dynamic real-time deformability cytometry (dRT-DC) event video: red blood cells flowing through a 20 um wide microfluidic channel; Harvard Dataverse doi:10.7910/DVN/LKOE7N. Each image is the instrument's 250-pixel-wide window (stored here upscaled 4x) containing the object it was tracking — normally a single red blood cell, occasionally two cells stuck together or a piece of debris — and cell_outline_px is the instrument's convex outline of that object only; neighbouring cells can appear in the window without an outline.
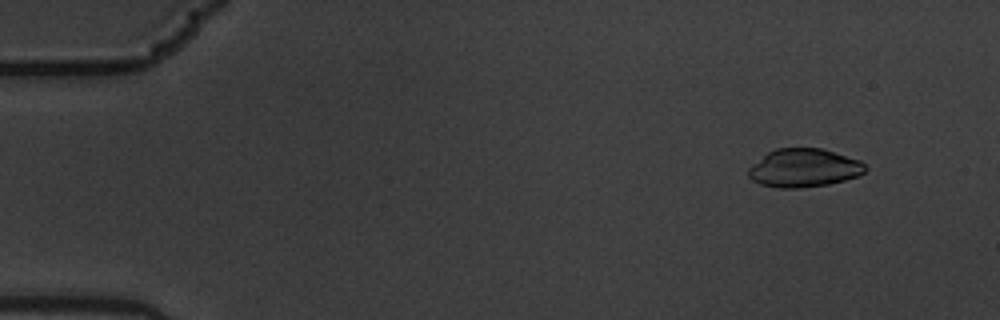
{"species": "common noctule bat (a hibernating species)", "species_latin": "Nyctalus noctula", "temperature_condition": "warm", "stored_images_in_passage": 5, "camera_frame_rate_fps": 3000, "um_per_image_px": 0.085, "animal": {"sex": "male", "body_mass_g": 19.5, "forearm_length_mm": 54.6}, "frame": {"image": 1, "passage_image": 2, "time_ms": 0.333, "image_size_px": [1000, 320], "cell_outline_px": [[868, 168], [860, 176], [828, 184], [800, 188], [776, 188], [760, 184], [752, 180], [748, 176], [748, 168], [752, 164], [768, 152], [776, 148], [820, 148], [860, 160]], "centroid_in_image_um": [68.32, 14.28], "position_along_channel_um": 16.7, "area_um2": 26.18}}
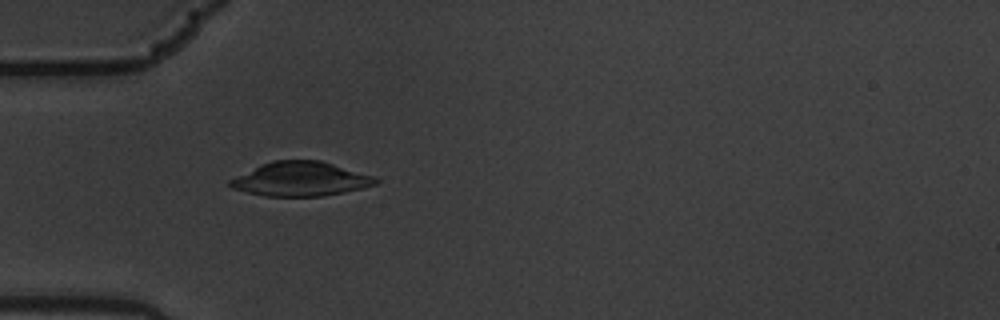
{"frame": {"image": 2, "passage_image": 5, "time_ms": 1.333, "image_size_px": [1000, 320], "cell_outline_px": [[380, 180], [376, 184], [364, 188], [324, 196], [264, 196], [232, 188], [228, 184], [228, 180], [260, 164], [272, 160], [320, 160], [376, 176]], "centroid_in_image_um": [25.57, 15.21], "position_along_channel_um": 59.4, "area_um2": 29.19}}